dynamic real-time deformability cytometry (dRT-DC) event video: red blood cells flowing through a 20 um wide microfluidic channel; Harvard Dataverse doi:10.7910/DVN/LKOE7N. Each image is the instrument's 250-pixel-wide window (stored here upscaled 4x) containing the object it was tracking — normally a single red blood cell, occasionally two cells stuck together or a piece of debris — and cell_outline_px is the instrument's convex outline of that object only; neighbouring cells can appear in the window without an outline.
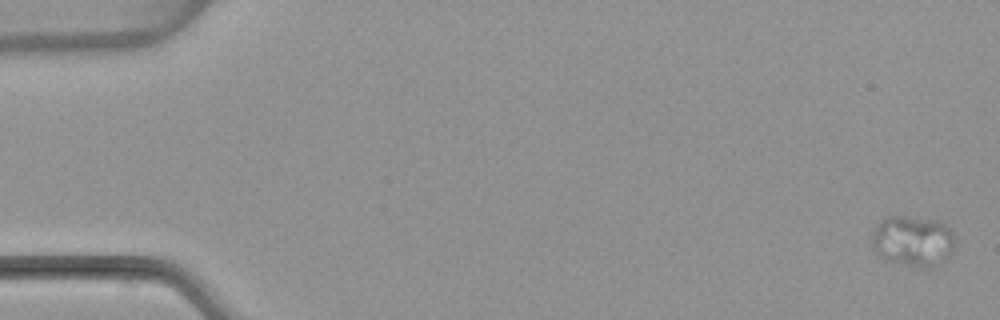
{"species": "common noctule bat (a hibernating species)", "species_latin": "Nyctalus noctula", "temperature_condition": "warm", "stored_images_in_passage": 5, "camera_frame_rate_fps": 3000, "um_per_image_px": 0.085, "animal": {"sex": "female", "body_mass_g": 22.7, "forearm_length_mm": 54.2}, "frame": {"image": 1, "passage_image": 1, "time_ms": 0.0, "image_size_px": [1000, 320], "cell_outline_px": [[956, 240], [948, 260], [928, 268], [920, 268], [884, 260], [872, 248], [872, 240], [876, 228], [880, 220], [888, 216], [900, 216], [936, 220], [944, 224], [952, 232]], "centroid_in_image_um": [77.62, 20.51], "position_along_channel_um": 7.4, "area_um2": 24.68}}
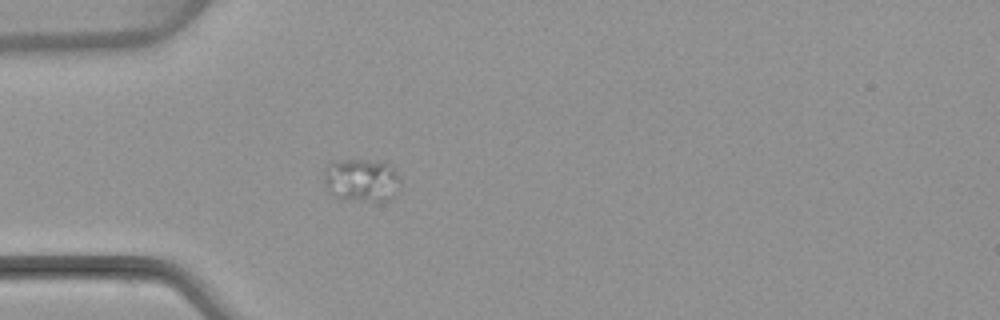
{"frame": {"image": 2, "passage_image": 5, "time_ms": 5.0, "image_size_px": [1000, 320], "cell_outline_px": [[400, 180], [392, 200], [376, 204], [340, 200], [332, 196], [328, 192], [324, 180], [324, 172], [328, 164], [332, 160], [384, 160], [392, 164]], "centroid_in_image_um": [30.73, 15.36], "position_along_channel_um": 54.3, "area_um2": 20.35}}